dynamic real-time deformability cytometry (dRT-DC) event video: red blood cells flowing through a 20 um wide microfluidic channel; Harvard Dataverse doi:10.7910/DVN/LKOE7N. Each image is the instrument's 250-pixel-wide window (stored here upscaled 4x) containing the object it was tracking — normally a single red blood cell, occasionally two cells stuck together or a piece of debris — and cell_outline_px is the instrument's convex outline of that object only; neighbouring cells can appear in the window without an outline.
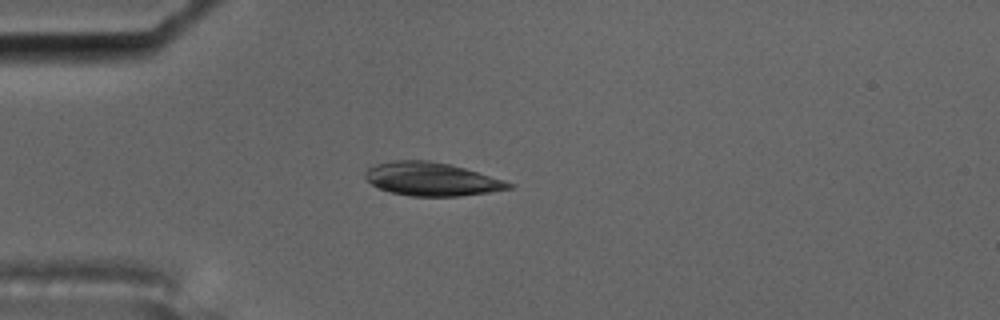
{"species": "common noctule bat (a hibernating species)", "species_latin": "Nyctalus noctula", "temperature_condition": "cold", "stored_images_in_passage": 3, "camera_frame_rate_fps": 3000, "um_per_image_px": 0.085, "animal": {"sex": "male", "body_mass_g": 17.5, "forearm_length_mm": 52.3}, "frame": {"image": 1, "passage_image": 3, "time_ms": 0.667, "image_size_px": [1000, 320], "cell_outline_px": [[516, 184], [512, 188], [488, 192], [460, 196], [412, 196], [392, 192], [380, 188], [372, 184], [364, 176], [364, 172], [368, 168], [376, 164], [392, 160], [428, 160], [448, 164], [464, 168], [504, 180]], "centroid_in_image_um": [36.68, 15.22], "position_along_channel_um": 48.3, "area_um2": 27.69}}